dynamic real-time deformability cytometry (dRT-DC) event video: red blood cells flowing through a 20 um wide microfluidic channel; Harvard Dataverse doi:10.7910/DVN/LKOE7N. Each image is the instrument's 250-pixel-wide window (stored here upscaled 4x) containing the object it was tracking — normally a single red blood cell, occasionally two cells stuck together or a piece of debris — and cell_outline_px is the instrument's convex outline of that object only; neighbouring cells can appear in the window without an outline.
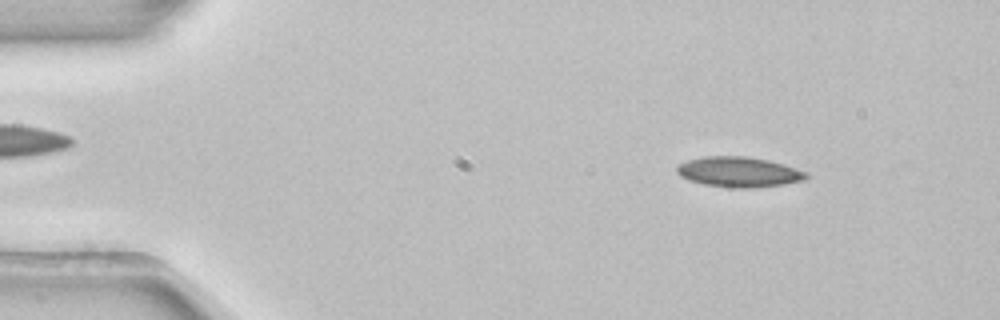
{"species": "common noctule bat (a hibernating species)", "species_latin": "Nyctalus noctula", "temperature_condition": "room temperature", "stored_images_in_passage": 51, "camera_frame_rate_fps": 3000, "um_per_image_px": 0.085, "animal": {"sex": "female", "body_mass_g": 22.7, "forearm_length_mm": 54.2}, "frame": {"image": 1, "passage_image": 6, "time_ms": 1.667, "image_size_px": [1000, 320], "cell_outline_px": [[808, 176], [804, 180], [784, 184], [748, 188], [736, 188], [704, 184], [688, 180], [680, 176], [676, 172], [676, 168], [680, 164], [688, 160], [704, 156], [744, 156], [768, 160], [784, 164], [808, 172]], "centroid_in_image_um": [62.8, 14.61], "position_along_channel_um": 22.2, "area_um2": 22.72}}
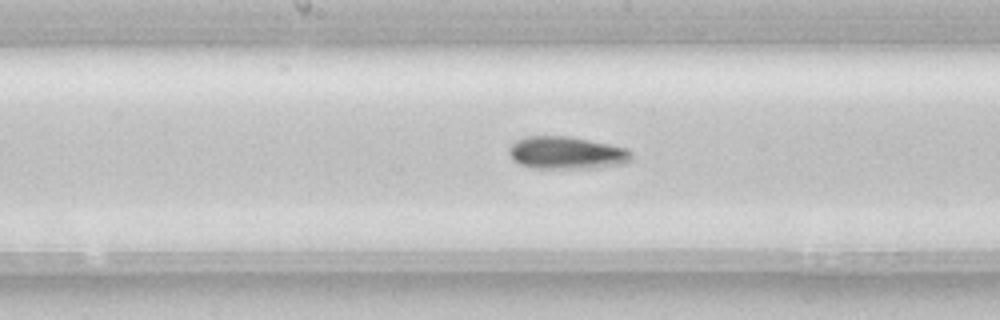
{"frame": {"image": 2, "passage_image": 26, "time_ms": 8.333, "image_size_px": [1000, 320], "cell_outline_px": [[632, 160], [624, 164], [596, 168], [532, 168], [520, 164], [508, 152], [508, 148], [516, 140], [528, 136], [568, 136], [628, 148], [632, 152]], "centroid_in_image_um": [48.2, 13.0], "position_along_channel_um": 200.0, "area_um2": 23.24}}
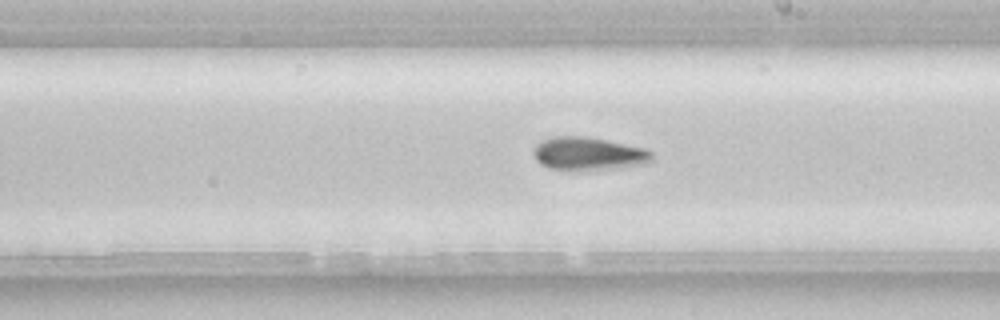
{"frame": {"image": 3, "passage_image": 29, "time_ms": 9.333, "image_size_px": [1000, 320], "cell_outline_px": [[652, 160], [648, 164], [620, 168], [548, 168], [540, 164], [536, 160], [532, 152], [532, 148], [536, 144], [552, 136], [584, 136], [644, 148], [652, 152]], "centroid_in_image_um": [50.01, 13.04], "position_along_channel_um": 239.0, "area_um2": 22.37}, "authors_computed_cell_mechanics": {"area_um2": 22.1952, "velocity_mm_per_s": 3.9125, "shape_relaxation_time_tau1_ms": 5.2273, "shape_relaxation_time_tau2_ms": null, "deformation_change_tau1": 0.1234, "deformation_change_tau2": null}}